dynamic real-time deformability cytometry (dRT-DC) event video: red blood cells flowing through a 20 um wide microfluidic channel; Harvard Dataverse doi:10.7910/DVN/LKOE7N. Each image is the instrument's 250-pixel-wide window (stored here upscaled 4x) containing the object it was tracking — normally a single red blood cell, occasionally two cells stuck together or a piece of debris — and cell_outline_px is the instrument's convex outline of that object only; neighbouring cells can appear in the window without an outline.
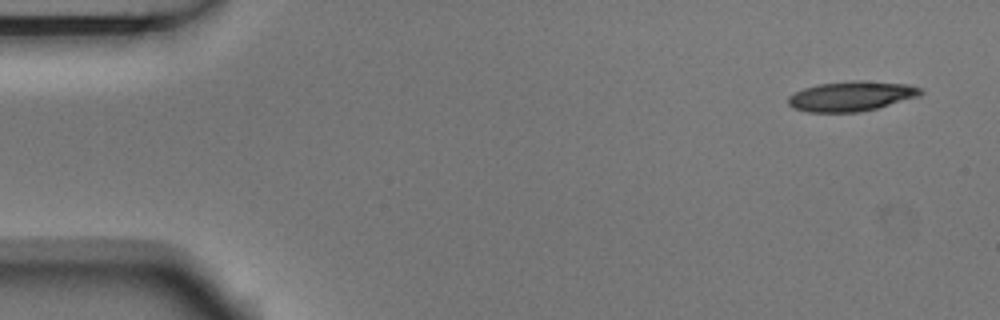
{"species": "Egyptian fruit bat (a non-hibernating species)", "species_latin": "Rousettus aegyptiacus", "temperature_condition": "room temperature", "stored_images_in_passage": 4, "camera_frame_rate_fps": 3000, "um_per_image_px": 0.085, "animal": {"sex": "male"}, "frame": {"image": 1, "passage_image": 1, "time_ms": 0.0, "image_size_px": [1000, 320], "cell_outline_px": [[924, 92], [920, 96], [876, 108], [860, 112], [808, 112], [792, 108], [788, 104], [788, 96], [804, 88], [816, 84], [852, 80], [864, 80], [908, 84], [920, 88]], "centroid_in_image_um": [72.36, 8.17], "position_along_channel_um": 12.6, "area_um2": 23.24}}